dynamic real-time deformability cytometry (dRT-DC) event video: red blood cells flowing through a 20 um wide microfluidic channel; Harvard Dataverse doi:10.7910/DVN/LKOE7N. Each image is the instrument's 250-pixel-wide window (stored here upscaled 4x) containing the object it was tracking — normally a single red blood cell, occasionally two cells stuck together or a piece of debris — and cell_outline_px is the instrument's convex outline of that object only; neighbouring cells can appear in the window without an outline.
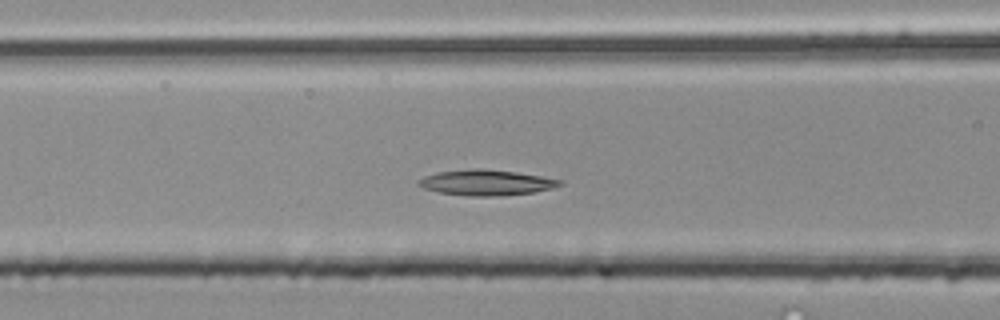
{"species": "common noctule bat (a hibernating species)", "species_latin": "Nyctalus noctula", "temperature_condition": "room temperature", "stored_images_in_passage": 45, "camera_frame_rate_fps": 3000, "um_per_image_px": 0.085, "animal": {"sex": "male", "body_mass_g": 20.4}, "frame": {"image": 1, "passage_image": 15, "time_ms": 4.667, "image_size_px": [1000, 320], "cell_outline_px": [[564, 184], [552, 188], [532, 192], [500, 196], [468, 196], [440, 192], [424, 188], [416, 184], [424, 176], [436, 172], [472, 168], [484, 168], [516, 172], [564, 180]], "centroid_in_image_um": [41.34, 15.51], "position_along_channel_um": 125.3, "area_um2": 21.1}}
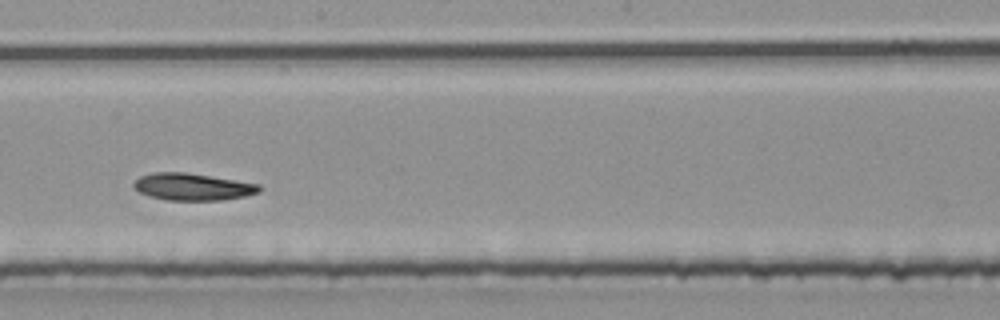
{"frame": {"image": 2, "passage_image": 23, "time_ms": 7.333, "image_size_px": [1000, 320], "cell_outline_px": [[260, 192], [248, 196], [220, 200], [168, 200], [152, 196], [140, 192], [132, 184], [140, 176], [156, 172], [184, 172], [260, 184]], "centroid_in_image_um": [16.41, 15.88], "position_along_channel_um": 231.8, "area_um2": 19.54}}
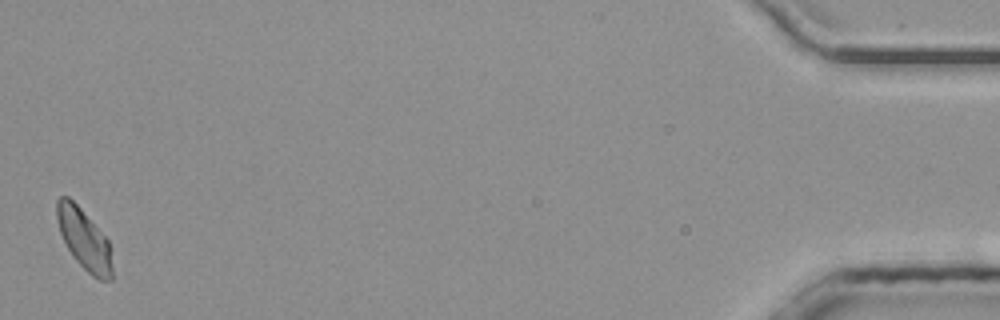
{"frame": {"image": 3, "passage_image": 45, "time_ms": 14.667, "image_size_px": [1000, 320], "cell_outline_px": [[112, 280], [100, 280], [92, 276], [76, 260], [68, 248], [60, 232], [56, 220], [56, 200], [60, 196], [68, 196], [80, 208], [108, 240], [112, 268]], "centroid_in_image_um": [7.13, 20.33], "position_along_channel_um": 428.1, "area_um2": 19.19}}